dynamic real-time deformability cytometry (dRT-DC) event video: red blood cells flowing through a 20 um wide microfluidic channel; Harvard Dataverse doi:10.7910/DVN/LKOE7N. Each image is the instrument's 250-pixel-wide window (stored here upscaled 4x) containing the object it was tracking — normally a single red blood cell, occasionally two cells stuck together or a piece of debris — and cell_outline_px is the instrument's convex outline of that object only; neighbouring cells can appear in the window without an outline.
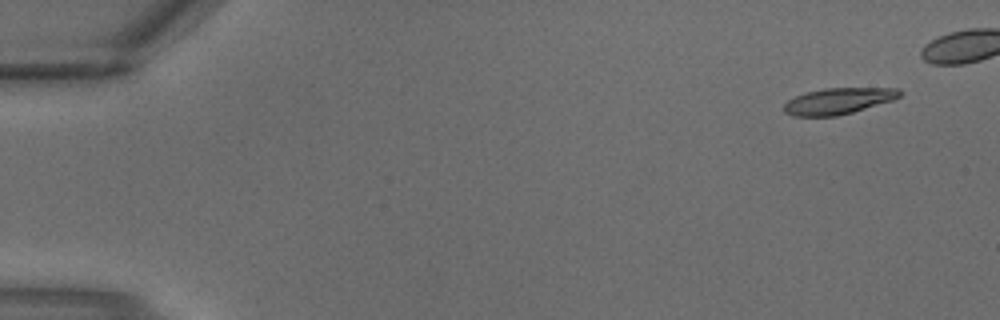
{"species": "common noctule bat (a hibernating species)", "species_latin": "Nyctalus noctula", "temperature_condition": "warm", "stored_images_in_passage": 4, "camera_frame_rate_fps": 3000, "um_per_image_px": 0.085, "animal": {"sex": "male", "body_mass_g": 18.8}, "frame": {"image": 1, "passage_image": 1, "time_ms": 0.0, "image_size_px": [1000, 320], "cell_outline_px": [[904, 92], [900, 96], [892, 100], [852, 112], [836, 116], [792, 116], [784, 112], [784, 104], [788, 100], [804, 92], [824, 88], [900, 88]], "centroid_in_image_um": [71.25, 8.58], "position_along_channel_um": 13.8, "area_um2": 17.69}}